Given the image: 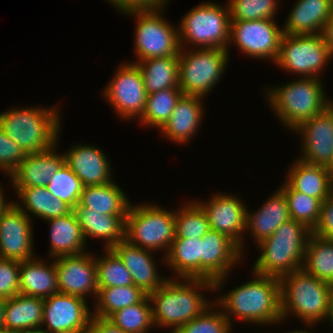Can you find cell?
Returning <instances> with one entry per match:
<instances>
[{
  "instance_id": "5b68a950",
  "label": "cell",
  "mask_w": 333,
  "mask_h": 333,
  "mask_svg": "<svg viewBox=\"0 0 333 333\" xmlns=\"http://www.w3.org/2000/svg\"><path fill=\"white\" fill-rule=\"evenodd\" d=\"M59 109L14 108L0 113V129L26 154L44 152L57 143L60 136Z\"/></svg>"
},
{
  "instance_id": "8fae6325",
  "label": "cell",
  "mask_w": 333,
  "mask_h": 333,
  "mask_svg": "<svg viewBox=\"0 0 333 333\" xmlns=\"http://www.w3.org/2000/svg\"><path fill=\"white\" fill-rule=\"evenodd\" d=\"M161 9L156 11H134L125 15L134 16L137 62L149 58L179 55L180 42L177 27L165 20Z\"/></svg>"
},
{
  "instance_id": "60d3db41",
  "label": "cell",
  "mask_w": 333,
  "mask_h": 333,
  "mask_svg": "<svg viewBox=\"0 0 333 333\" xmlns=\"http://www.w3.org/2000/svg\"><path fill=\"white\" fill-rule=\"evenodd\" d=\"M104 250L106 255L95 257L98 288L133 285L131 274L118 255L111 248Z\"/></svg>"
},
{
  "instance_id": "f907efd6",
  "label": "cell",
  "mask_w": 333,
  "mask_h": 333,
  "mask_svg": "<svg viewBox=\"0 0 333 333\" xmlns=\"http://www.w3.org/2000/svg\"><path fill=\"white\" fill-rule=\"evenodd\" d=\"M325 45L328 47L330 52L333 54V15L325 23L320 33Z\"/></svg>"
},
{
  "instance_id": "74e56055",
  "label": "cell",
  "mask_w": 333,
  "mask_h": 333,
  "mask_svg": "<svg viewBox=\"0 0 333 333\" xmlns=\"http://www.w3.org/2000/svg\"><path fill=\"white\" fill-rule=\"evenodd\" d=\"M151 305L146 295L139 303L115 311L107 320L127 333H149L154 326Z\"/></svg>"
},
{
  "instance_id": "f546056e",
  "label": "cell",
  "mask_w": 333,
  "mask_h": 333,
  "mask_svg": "<svg viewBox=\"0 0 333 333\" xmlns=\"http://www.w3.org/2000/svg\"><path fill=\"white\" fill-rule=\"evenodd\" d=\"M16 189V190H15ZM21 200V204L14 203L29 217L30 213L43 220H49L65 216L73 211V208L56 198L46 187H14ZM24 207V208H23Z\"/></svg>"
},
{
  "instance_id": "e575fe53",
  "label": "cell",
  "mask_w": 333,
  "mask_h": 333,
  "mask_svg": "<svg viewBox=\"0 0 333 333\" xmlns=\"http://www.w3.org/2000/svg\"><path fill=\"white\" fill-rule=\"evenodd\" d=\"M319 280L333 284V241L311 234L302 267Z\"/></svg>"
},
{
  "instance_id": "603a6c76",
  "label": "cell",
  "mask_w": 333,
  "mask_h": 333,
  "mask_svg": "<svg viewBox=\"0 0 333 333\" xmlns=\"http://www.w3.org/2000/svg\"><path fill=\"white\" fill-rule=\"evenodd\" d=\"M291 10L283 34H320L333 15V0H298Z\"/></svg>"
},
{
  "instance_id": "c3c4849f",
  "label": "cell",
  "mask_w": 333,
  "mask_h": 333,
  "mask_svg": "<svg viewBox=\"0 0 333 333\" xmlns=\"http://www.w3.org/2000/svg\"><path fill=\"white\" fill-rule=\"evenodd\" d=\"M312 233L333 241V193L321 204L320 219Z\"/></svg>"
},
{
  "instance_id": "ee69618b",
  "label": "cell",
  "mask_w": 333,
  "mask_h": 333,
  "mask_svg": "<svg viewBox=\"0 0 333 333\" xmlns=\"http://www.w3.org/2000/svg\"><path fill=\"white\" fill-rule=\"evenodd\" d=\"M215 306V303L212 307L209 306L198 317L180 326L172 333H231L232 323L226 318L222 310L220 308L215 309ZM211 308L213 309L211 310Z\"/></svg>"
},
{
  "instance_id": "7a4b0ae2",
  "label": "cell",
  "mask_w": 333,
  "mask_h": 333,
  "mask_svg": "<svg viewBox=\"0 0 333 333\" xmlns=\"http://www.w3.org/2000/svg\"><path fill=\"white\" fill-rule=\"evenodd\" d=\"M174 280L169 278L161 287L148 294L153 304L151 308L154 326L170 327V333L212 306V302H209L200 290H214V281L187 278Z\"/></svg>"
},
{
  "instance_id": "bcb514c9",
  "label": "cell",
  "mask_w": 333,
  "mask_h": 333,
  "mask_svg": "<svg viewBox=\"0 0 333 333\" xmlns=\"http://www.w3.org/2000/svg\"><path fill=\"white\" fill-rule=\"evenodd\" d=\"M20 262L0 257V297L9 299L19 294Z\"/></svg>"
},
{
  "instance_id": "e0dca14e",
  "label": "cell",
  "mask_w": 333,
  "mask_h": 333,
  "mask_svg": "<svg viewBox=\"0 0 333 333\" xmlns=\"http://www.w3.org/2000/svg\"><path fill=\"white\" fill-rule=\"evenodd\" d=\"M58 279V291L62 294L86 299L97 296V267L95 256L90 253L54 258Z\"/></svg>"
},
{
  "instance_id": "d6986e66",
  "label": "cell",
  "mask_w": 333,
  "mask_h": 333,
  "mask_svg": "<svg viewBox=\"0 0 333 333\" xmlns=\"http://www.w3.org/2000/svg\"><path fill=\"white\" fill-rule=\"evenodd\" d=\"M207 215L210 229L227 235L243 254V233L246 231V206L231 194H216L209 202L196 201Z\"/></svg>"
},
{
  "instance_id": "6f0895ef",
  "label": "cell",
  "mask_w": 333,
  "mask_h": 333,
  "mask_svg": "<svg viewBox=\"0 0 333 333\" xmlns=\"http://www.w3.org/2000/svg\"><path fill=\"white\" fill-rule=\"evenodd\" d=\"M0 333H16V332L11 331V330H9L7 328H3V329H0Z\"/></svg>"
},
{
  "instance_id": "277c9868",
  "label": "cell",
  "mask_w": 333,
  "mask_h": 333,
  "mask_svg": "<svg viewBox=\"0 0 333 333\" xmlns=\"http://www.w3.org/2000/svg\"><path fill=\"white\" fill-rule=\"evenodd\" d=\"M280 279L281 314L283 321L289 314L305 325L329 321L332 285L307 273L303 268Z\"/></svg>"
},
{
  "instance_id": "7c38bea8",
  "label": "cell",
  "mask_w": 333,
  "mask_h": 333,
  "mask_svg": "<svg viewBox=\"0 0 333 333\" xmlns=\"http://www.w3.org/2000/svg\"><path fill=\"white\" fill-rule=\"evenodd\" d=\"M131 63L120 65L103 90L104 98L108 99L123 121L137 117L140 119L147 100L142 73L136 63Z\"/></svg>"
},
{
  "instance_id": "7dc6e473",
  "label": "cell",
  "mask_w": 333,
  "mask_h": 333,
  "mask_svg": "<svg viewBox=\"0 0 333 333\" xmlns=\"http://www.w3.org/2000/svg\"><path fill=\"white\" fill-rule=\"evenodd\" d=\"M120 10L121 13H130L134 11H156L163 10L166 3L170 0H105ZM165 5V6H164Z\"/></svg>"
},
{
  "instance_id": "d590c367",
  "label": "cell",
  "mask_w": 333,
  "mask_h": 333,
  "mask_svg": "<svg viewBox=\"0 0 333 333\" xmlns=\"http://www.w3.org/2000/svg\"><path fill=\"white\" fill-rule=\"evenodd\" d=\"M146 295L135 285L98 288L92 316L107 319L115 311L139 303Z\"/></svg>"
},
{
  "instance_id": "db71d44e",
  "label": "cell",
  "mask_w": 333,
  "mask_h": 333,
  "mask_svg": "<svg viewBox=\"0 0 333 333\" xmlns=\"http://www.w3.org/2000/svg\"><path fill=\"white\" fill-rule=\"evenodd\" d=\"M16 333H48V332L45 330V328L43 329L42 327H39V328L21 330Z\"/></svg>"
},
{
  "instance_id": "680465c9",
  "label": "cell",
  "mask_w": 333,
  "mask_h": 333,
  "mask_svg": "<svg viewBox=\"0 0 333 333\" xmlns=\"http://www.w3.org/2000/svg\"><path fill=\"white\" fill-rule=\"evenodd\" d=\"M287 333H311V332H308V331H304V330H294V331H289V332H287Z\"/></svg>"
},
{
  "instance_id": "3957f363",
  "label": "cell",
  "mask_w": 333,
  "mask_h": 333,
  "mask_svg": "<svg viewBox=\"0 0 333 333\" xmlns=\"http://www.w3.org/2000/svg\"><path fill=\"white\" fill-rule=\"evenodd\" d=\"M312 234L301 222L289 219L268 238L257 244L260 255L253 273L282 277L302 269L309 237Z\"/></svg>"
},
{
  "instance_id": "52a82bcc",
  "label": "cell",
  "mask_w": 333,
  "mask_h": 333,
  "mask_svg": "<svg viewBox=\"0 0 333 333\" xmlns=\"http://www.w3.org/2000/svg\"><path fill=\"white\" fill-rule=\"evenodd\" d=\"M227 6V7H226ZM213 2H203L189 10L178 28L180 47L184 41L195 48H229L231 19L229 7Z\"/></svg>"
},
{
  "instance_id": "ba28073f",
  "label": "cell",
  "mask_w": 333,
  "mask_h": 333,
  "mask_svg": "<svg viewBox=\"0 0 333 333\" xmlns=\"http://www.w3.org/2000/svg\"><path fill=\"white\" fill-rule=\"evenodd\" d=\"M175 238V211L144 203L130 204L125 218V240L148 250L168 254Z\"/></svg>"
},
{
  "instance_id": "6da1fadb",
  "label": "cell",
  "mask_w": 333,
  "mask_h": 333,
  "mask_svg": "<svg viewBox=\"0 0 333 333\" xmlns=\"http://www.w3.org/2000/svg\"><path fill=\"white\" fill-rule=\"evenodd\" d=\"M254 278L235 287L215 300L226 318L237 317L246 323L275 324L283 322L281 314L280 279L275 276L254 273ZM233 315V317H231ZM232 318V319H231Z\"/></svg>"
},
{
  "instance_id": "ac0fdd59",
  "label": "cell",
  "mask_w": 333,
  "mask_h": 333,
  "mask_svg": "<svg viewBox=\"0 0 333 333\" xmlns=\"http://www.w3.org/2000/svg\"><path fill=\"white\" fill-rule=\"evenodd\" d=\"M31 218L14 202L0 219V257L19 262L34 258Z\"/></svg>"
},
{
  "instance_id": "4316f807",
  "label": "cell",
  "mask_w": 333,
  "mask_h": 333,
  "mask_svg": "<svg viewBox=\"0 0 333 333\" xmlns=\"http://www.w3.org/2000/svg\"><path fill=\"white\" fill-rule=\"evenodd\" d=\"M295 162L289 168L285 181L295 191L323 203L333 193V178L327 167L307 164L298 159Z\"/></svg>"
},
{
  "instance_id": "f35d334b",
  "label": "cell",
  "mask_w": 333,
  "mask_h": 333,
  "mask_svg": "<svg viewBox=\"0 0 333 333\" xmlns=\"http://www.w3.org/2000/svg\"><path fill=\"white\" fill-rule=\"evenodd\" d=\"M279 187L285 194L290 219L301 222L314 230L320 219L322 202L314 197L295 191L287 182Z\"/></svg>"
},
{
  "instance_id": "1f68e13d",
  "label": "cell",
  "mask_w": 333,
  "mask_h": 333,
  "mask_svg": "<svg viewBox=\"0 0 333 333\" xmlns=\"http://www.w3.org/2000/svg\"><path fill=\"white\" fill-rule=\"evenodd\" d=\"M164 257L176 279H201V238H174Z\"/></svg>"
},
{
  "instance_id": "9f6ffc18",
  "label": "cell",
  "mask_w": 333,
  "mask_h": 333,
  "mask_svg": "<svg viewBox=\"0 0 333 333\" xmlns=\"http://www.w3.org/2000/svg\"><path fill=\"white\" fill-rule=\"evenodd\" d=\"M327 169H328L330 175H331L332 178H333V158H332L331 162L329 163Z\"/></svg>"
},
{
  "instance_id": "8992f818",
  "label": "cell",
  "mask_w": 333,
  "mask_h": 333,
  "mask_svg": "<svg viewBox=\"0 0 333 333\" xmlns=\"http://www.w3.org/2000/svg\"><path fill=\"white\" fill-rule=\"evenodd\" d=\"M272 88H267V100L281 123L292 131L333 103L320 78L300 77Z\"/></svg>"
},
{
  "instance_id": "f1b7e54d",
  "label": "cell",
  "mask_w": 333,
  "mask_h": 333,
  "mask_svg": "<svg viewBox=\"0 0 333 333\" xmlns=\"http://www.w3.org/2000/svg\"><path fill=\"white\" fill-rule=\"evenodd\" d=\"M50 224V254L52 258L86 252V241L74 211L46 220Z\"/></svg>"
},
{
  "instance_id": "484cf974",
  "label": "cell",
  "mask_w": 333,
  "mask_h": 333,
  "mask_svg": "<svg viewBox=\"0 0 333 333\" xmlns=\"http://www.w3.org/2000/svg\"><path fill=\"white\" fill-rule=\"evenodd\" d=\"M82 229L85 241L87 238L105 240V248H112L125 239L126 215H107L91 211L79 204L73 209ZM88 236V237H87Z\"/></svg>"
},
{
  "instance_id": "9c48e42d",
  "label": "cell",
  "mask_w": 333,
  "mask_h": 333,
  "mask_svg": "<svg viewBox=\"0 0 333 333\" xmlns=\"http://www.w3.org/2000/svg\"><path fill=\"white\" fill-rule=\"evenodd\" d=\"M179 53V88L183 95L205 97L221 79L229 60V50L188 49Z\"/></svg>"
},
{
  "instance_id": "cb8c5ba5",
  "label": "cell",
  "mask_w": 333,
  "mask_h": 333,
  "mask_svg": "<svg viewBox=\"0 0 333 333\" xmlns=\"http://www.w3.org/2000/svg\"><path fill=\"white\" fill-rule=\"evenodd\" d=\"M197 96L182 95L169 120L160 129L167 139L175 143H187L194 137L203 118V100Z\"/></svg>"
},
{
  "instance_id": "30bf717a",
  "label": "cell",
  "mask_w": 333,
  "mask_h": 333,
  "mask_svg": "<svg viewBox=\"0 0 333 333\" xmlns=\"http://www.w3.org/2000/svg\"><path fill=\"white\" fill-rule=\"evenodd\" d=\"M332 58L321 34H283L275 64L302 77L320 78L319 73Z\"/></svg>"
},
{
  "instance_id": "681fc988",
  "label": "cell",
  "mask_w": 333,
  "mask_h": 333,
  "mask_svg": "<svg viewBox=\"0 0 333 333\" xmlns=\"http://www.w3.org/2000/svg\"><path fill=\"white\" fill-rule=\"evenodd\" d=\"M87 333H127L114 326L107 319L92 316Z\"/></svg>"
},
{
  "instance_id": "2e32d148",
  "label": "cell",
  "mask_w": 333,
  "mask_h": 333,
  "mask_svg": "<svg viewBox=\"0 0 333 333\" xmlns=\"http://www.w3.org/2000/svg\"><path fill=\"white\" fill-rule=\"evenodd\" d=\"M293 131L298 132L303 140L301 158L298 159L307 164L328 167L333 158V103Z\"/></svg>"
},
{
  "instance_id": "83f0119b",
  "label": "cell",
  "mask_w": 333,
  "mask_h": 333,
  "mask_svg": "<svg viewBox=\"0 0 333 333\" xmlns=\"http://www.w3.org/2000/svg\"><path fill=\"white\" fill-rule=\"evenodd\" d=\"M19 293L46 299L59 293L56 264L32 258L20 262Z\"/></svg>"
},
{
  "instance_id": "ffe728a7",
  "label": "cell",
  "mask_w": 333,
  "mask_h": 333,
  "mask_svg": "<svg viewBox=\"0 0 333 333\" xmlns=\"http://www.w3.org/2000/svg\"><path fill=\"white\" fill-rule=\"evenodd\" d=\"M130 272L133 285L139 287L147 295L161 287L169 278L157 273L152 250L143 249L123 239L111 248Z\"/></svg>"
},
{
  "instance_id": "5bb4252c",
  "label": "cell",
  "mask_w": 333,
  "mask_h": 333,
  "mask_svg": "<svg viewBox=\"0 0 333 333\" xmlns=\"http://www.w3.org/2000/svg\"><path fill=\"white\" fill-rule=\"evenodd\" d=\"M87 300L57 293L44 299L41 327L48 333H87L92 319Z\"/></svg>"
},
{
  "instance_id": "44dd1931",
  "label": "cell",
  "mask_w": 333,
  "mask_h": 333,
  "mask_svg": "<svg viewBox=\"0 0 333 333\" xmlns=\"http://www.w3.org/2000/svg\"><path fill=\"white\" fill-rule=\"evenodd\" d=\"M103 150L92 145L72 146L64 153L66 165L84 186L105 185L111 180V165Z\"/></svg>"
},
{
  "instance_id": "8d00e7d4",
  "label": "cell",
  "mask_w": 333,
  "mask_h": 333,
  "mask_svg": "<svg viewBox=\"0 0 333 333\" xmlns=\"http://www.w3.org/2000/svg\"><path fill=\"white\" fill-rule=\"evenodd\" d=\"M183 95L179 87L162 89L147 95L146 107L140 119L143 125L161 129L169 120L177 101Z\"/></svg>"
},
{
  "instance_id": "ab89813d",
  "label": "cell",
  "mask_w": 333,
  "mask_h": 333,
  "mask_svg": "<svg viewBox=\"0 0 333 333\" xmlns=\"http://www.w3.org/2000/svg\"><path fill=\"white\" fill-rule=\"evenodd\" d=\"M209 230L207 215L196 201L175 210V238H202Z\"/></svg>"
},
{
  "instance_id": "9a60e30c",
  "label": "cell",
  "mask_w": 333,
  "mask_h": 333,
  "mask_svg": "<svg viewBox=\"0 0 333 333\" xmlns=\"http://www.w3.org/2000/svg\"><path fill=\"white\" fill-rule=\"evenodd\" d=\"M241 257L240 247L232 239L210 229L201 238V279L214 281V289H221L228 271Z\"/></svg>"
},
{
  "instance_id": "f5cc1de1",
  "label": "cell",
  "mask_w": 333,
  "mask_h": 333,
  "mask_svg": "<svg viewBox=\"0 0 333 333\" xmlns=\"http://www.w3.org/2000/svg\"><path fill=\"white\" fill-rule=\"evenodd\" d=\"M6 299L0 297V329L4 328L3 325V318H4V305H5Z\"/></svg>"
},
{
  "instance_id": "4fadbf2b",
  "label": "cell",
  "mask_w": 333,
  "mask_h": 333,
  "mask_svg": "<svg viewBox=\"0 0 333 333\" xmlns=\"http://www.w3.org/2000/svg\"><path fill=\"white\" fill-rule=\"evenodd\" d=\"M283 28L274 19L231 21L230 44L252 58L275 62L280 48Z\"/></svg>"
},
{
  "instance_id": "d6a6232c",
  "label": "cell",
  "mask_w": 333,
  "mask_h": 333,
  "mask_svg": "<svg viewBox=\"0 0 333 333\" xmlns=\"http://www.w3.org/2000/svg\"><path fill=\"white\" fill-rule=\"evenodd\" d=\"M115 183L84 186L78 204L102 214L127 215L131 203Z\"/></svg>"
},
{
  "instance_id": "7bdbcfd3",
  "label": "cell",
  "mask_w": 333,
  "mask_h": 333,
  "mask_svg": "<svg viewBox=\"0 0 333 333\" xmlns=\"http://www.w3.org/2000/svg\"><path fill=\"white\" fill-rule=\"evenodd\" d=\"M278 0H229L231 21L275 19Z\"/></svg>"
},
{
  "instance_id": "836d02e7",
  "label": "cell",
  "mask_w": 333,
  "mask_h": 333,
  "mask_svg": "<svg viewBox=\"0 0 333 333\" xmlns=\"http://www.w3.org/2000/svg\"><path fill=\"white\" fill-rule=\"evenodd\" d=\"M136 64L142 73L147 95L179 87V55L149 58Z\"/></svg>"
},
{
  "instance_id": "11a10c76",
  "label": "cell",
  "mask_w": 333,
  "mask_h": 333,
  "mask_svg": "<svg viewBox=\"0 0 333 333\" xmlns=\"http://www.w3.org/2000/svg\"><path fill=\"white\" fill-rule=\"evenodd\" d=\"M329 322H332L333 326V284L331 287V303H330V316H329Z\"/></svg>"
},
{
  "instance_id": "d4e9b609",
  "label": "cell",
  "mask_w": 333,
  "mask_h": 333,
  "mask_svg": "<svg viewBox=\"0 0 333 333\" xmlns=\"http://www.w3.org/2000/svg\"><path fill=\"white\" fill-rule=\"evenodd\" d=\"M290 219L288 204L284 192L279 188L263 206L253 211L246 209V228L251 232L256 245L270 237L275 230Z\"/></svg>"
},
{
  "instance_id": "816d5d0a",
  "label": "cell",
  "mask_w": 333,
  "mask_h": 333,
  "mask_svg": "<svg viewBox=\"0 0 333 333\" xmlns=\"http://www.w3.org/2000/svg\"><path fill=\"white\" fill-rule=\"evenodd\" d=\"M3 194H5L3 192V188L1 186L0 183V219L2 217V215L4 214V212L11 206V204L13 203V201H9L6 203L5 197Z\"/></svg>"
},
{
  "instance_id": "7402d4cb",
  "label": "cell",
  "mask_w": 333,
  "mask_h": 333,
  "mask_svg": "<svg viewBox=\"0 0 333 333\" xmlns=\"http://www.w3.org/2000/svg\"><path fill=\"white\" fill-rule=\"evenodd\" d=\"M57 143L52 148L27 154L16 170L10 175L14 187H46L50 179L65 164L64 154L55 152Z\"/></svg>"
},
{
  "instance_id": "b9f144b4",
  "label": "cell",
  "mask_w": 333,
  "mask_h": 333,
  "mask_svg": "<svg viewBox=\"0 0 333 333\" xmlns=\"http://www.w3.org/2000/svg\"><path fill=\"white\" fill-rule=\"evenodd\" d=\"M46 189L74 209L79 203L84 185L65 163L50 179Z\"/></svg>"
},
{
  "instance_id": "f6af8a7d",
  "label": "cell",
  "mask_w": 333,
  "mask_h": 333,
  "mask_svg": "<svg viewBox=\"0 0 333 333\" xmlns=\"http://www.w3.org/2000/svg\"><path fill=\"white\" fill-rule=\"evenodd\" d=\"M21 147L0 129V169L11 175L26 157Z\"/></svg>"
},
{
  "instance_id": "4dcf8cb0",
  "label": "cell",
  "mask_w": 333,
  "mask_h": 333,
  "mask_svg": "<svg viewBox=\"0 0 333 333\" xmlns=\"http://www.w3.org/2000/svg\"><path fill=\"white\" fill-rule=\"evenodd\" d=\"M44 299L34 296L16 294L6 299L4 305L3 325L11 331L41 327Z\"/></svg>"
}]
</instances>
